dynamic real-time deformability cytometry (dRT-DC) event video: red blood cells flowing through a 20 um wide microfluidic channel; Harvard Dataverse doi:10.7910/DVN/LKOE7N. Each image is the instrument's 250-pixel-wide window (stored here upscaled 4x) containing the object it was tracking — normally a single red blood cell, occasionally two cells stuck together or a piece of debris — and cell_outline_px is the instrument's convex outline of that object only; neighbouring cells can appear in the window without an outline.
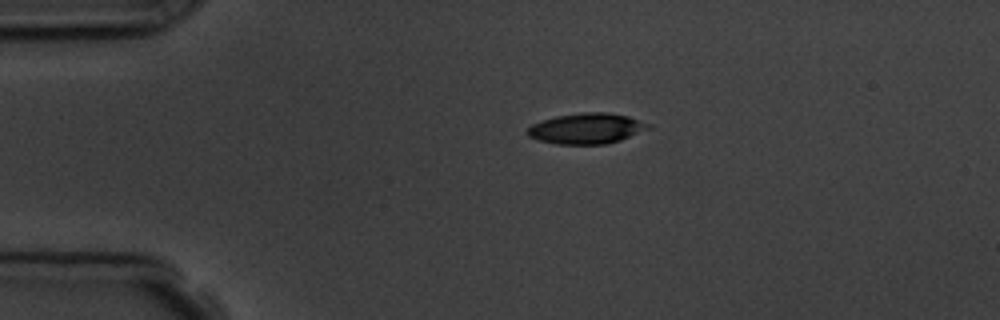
{"species": "common noctule bat (a hibernating species)", "species_latin": "Nyctalus noctula", "temperature_condition": "room temperature", "stored_images_in_passage": 2, "camera_frame_rate_fps": 3000, "um_per_image_px": 0.085, "animal": {"sex": "male", "body_mass_g": 19.5, "forearm_length_mm": 54.6}, "frame": {"image": 1, "passage_image": 1, "time_ms": 0.0, "image_size_px": [1000, 320], "cell_outline_px": [[652, 128], [620, 140], [608, 144], [556, 144], [540, 140], [528, 136], [528, 128], [532, 124], [556, 116], [584, 112], [608, 112], [628, 116], [652, 124]], "centroid_in_image_um": [49.92, 10.92], "position_along_channel_um": 35.1, "area_um2": 21.56}}